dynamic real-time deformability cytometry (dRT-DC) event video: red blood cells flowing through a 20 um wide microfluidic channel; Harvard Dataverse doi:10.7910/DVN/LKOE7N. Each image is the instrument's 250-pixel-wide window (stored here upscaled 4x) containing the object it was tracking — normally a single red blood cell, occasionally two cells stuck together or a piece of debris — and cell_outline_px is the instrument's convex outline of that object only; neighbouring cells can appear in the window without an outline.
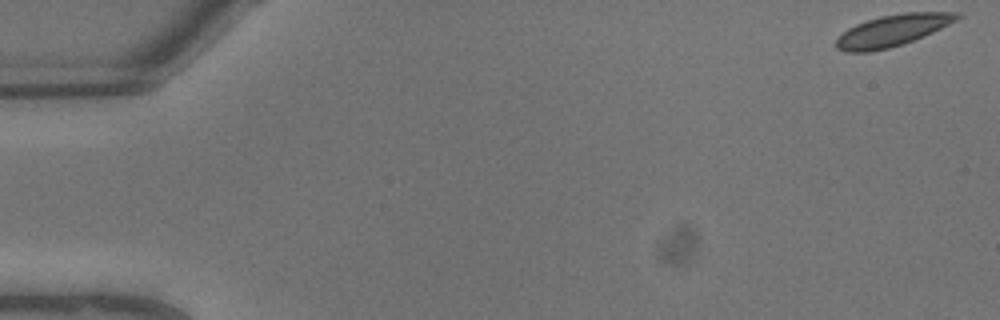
{"species": "common noctule bat (a hibernating species)", "species_latin": "Nyctalus noctula", "temperature_condition": "warm", "stored_images_in_passage": 10, "camera_frame_rate_fps": 3000, "um_per_image_px": 0.085, "animal": {"sex": "male", "body_mass_g": 13.3}, "frame": {"image": 1, "passage_image": 1, "time_ms": 0.0, "image_size_px": [1000, 320], "cell_outline_px": [[960, 16], [956, 20], [924, 36], [888, 48], [872, 52], [844, 52], [836, 48], [836, 40], [848, 28], [856, 24], [880, 16], [904, 12], [960, 12]], "centroid_in_image_um": [75.83, 2.59], "position_along_channel_um": 9.2, "area_um2": 21.91}}
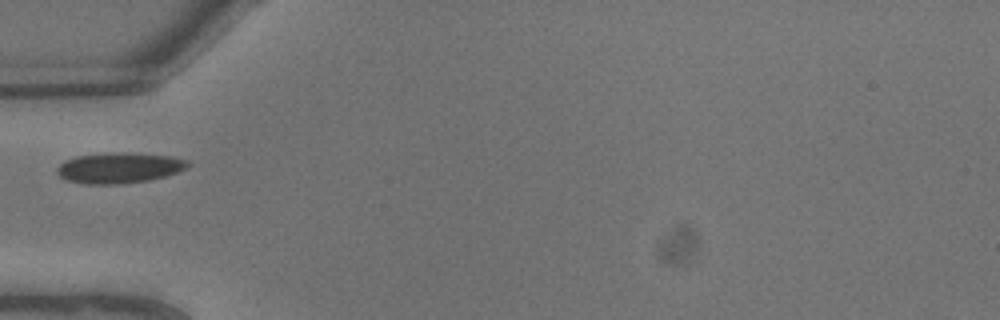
{"frame": {"image": 2, "passage_image": 8, "time_ms": 2.333, "image_size_px": [1000, 320], "cell_outline_px": [[192, 164], [176, 172], [164, 176], [148, 180], [120, 184], [88, 184], [68, 180], [60, 176], [56, 172], [56, 168], [64, 160], [76, 156], [112, 152], [168, 156], [188, 160]], "centroid_in_image_um": [10.09, 14.27], "position_along_channel_um": 74.9, "area_um2": 23.0}}
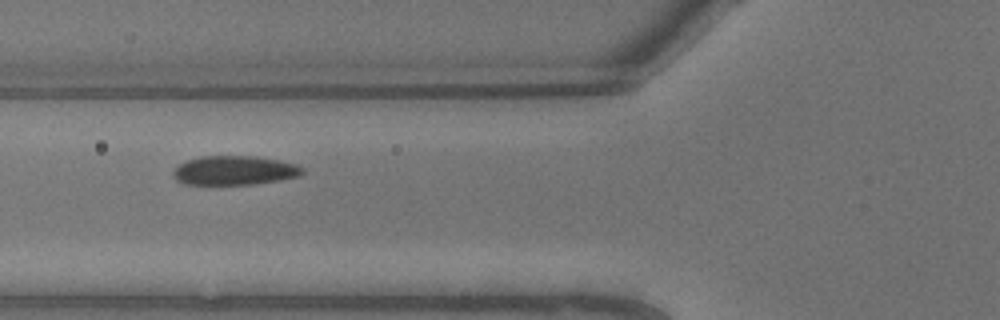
{"frame": {"image": 3, "passage_image": 9, "time_ms": 2.667, "image_size_px": [1000, 320], "cell_outline_px": [[304, 172], [300, 176], [280, 180], [256, 184], [184, 184], [176, 180], [172, 176], [172, 172], [180, 164], [188, 160], [200, 156], [256, 156], [280, 160], [296, 164], [304, 168]], "centroid_in_image_um": [19.96, 14.48], "position_along_channel_um": 105.8, "area_um2": 22.08}}